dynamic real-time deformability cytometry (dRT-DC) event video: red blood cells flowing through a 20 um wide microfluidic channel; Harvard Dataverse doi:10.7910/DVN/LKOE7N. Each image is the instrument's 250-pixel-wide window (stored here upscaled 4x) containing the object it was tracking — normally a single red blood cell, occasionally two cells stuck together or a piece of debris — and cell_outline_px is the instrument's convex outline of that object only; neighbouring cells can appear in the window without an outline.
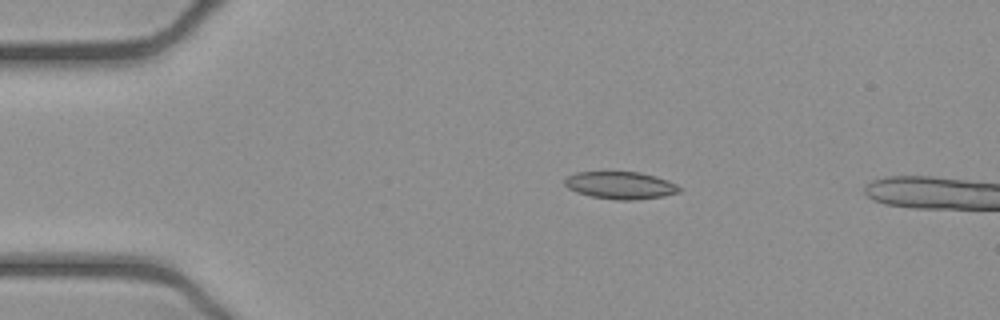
{"species": "common noctule bat (a hibernating species)", "species_latin": "Nyctalus noctula", "temperature_condition": "cold", "stored_images_in_passage": 13, "camera_frame_rate_fps": 3000, "um_per_image_px": 0.085, "animal": {"sex": "female", "body_mass_g": 21.9}, "frame": {"image": 1, "passage_image": 10, "time_ms": 3.0, "image_size_px": [1000, 320], "cell_outline_px": [[680, 192], [664, 196], [632, 200], [616, 200], [592, 196], [576, 192], [568, 188], [564, 184], [564, 180], [568, 176], [576, 172], [640, 172], [656, 176], [668, 180], [676, 184], [680, 188]], "centroid_in_image_um": [52.74, 15.75], "position_along_channel_um": 32.3, "area_um2": 18.26}}